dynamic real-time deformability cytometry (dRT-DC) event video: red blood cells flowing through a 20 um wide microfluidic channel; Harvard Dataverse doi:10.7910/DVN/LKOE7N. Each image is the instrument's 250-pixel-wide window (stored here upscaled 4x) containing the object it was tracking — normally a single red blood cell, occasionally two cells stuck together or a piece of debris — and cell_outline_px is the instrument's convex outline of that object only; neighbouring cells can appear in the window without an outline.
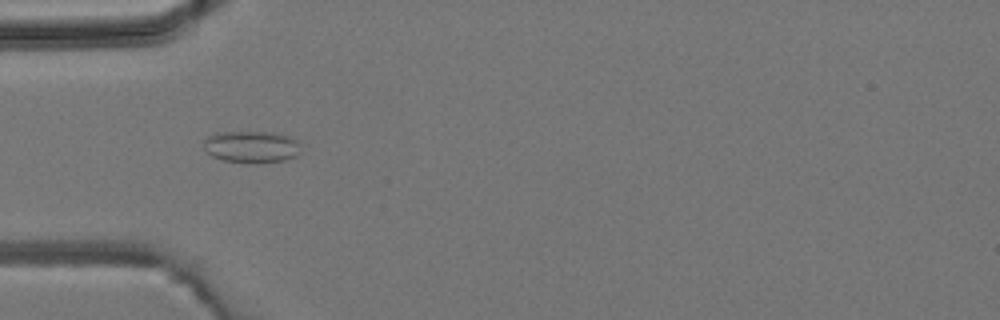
{"species": "common noctule bat (a hibernating species)", "species_latin": "Nyctalus noctula", "temperature_condition": "room temperature", "stored_images_in_passage": 4, "camera_frame_rate_fps": 3000, "um_per_image_px": 0.085, "animal": {"sex": "male", "body_mass_g": 19.2, "forearm_length_mm": 51.8}, "frame": {"image": 1, "passage_image": 3, "time_ms": 3.0, "image_size_px": [1000, 320], "cell_outline_px": [[300, 152], [296, 156], [284, 160], [248, 164], [224, 160], [212, 156], [204, 148], [204, 140], [208, 136], [216, 132], [272, 132], [288, 136], [296, 140]], "centroid_in_image_um": [21.35, 12.48], "position_along_channel_um": 63.7, "area_um2": 18.03}}
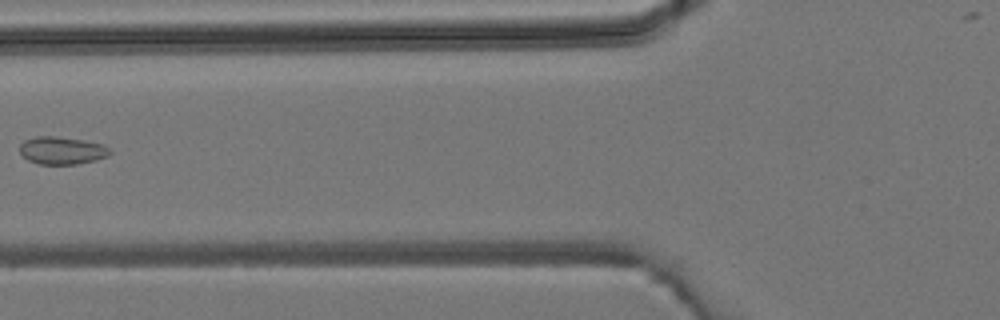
{"frame": {"image": 2, "passage_image": 4, "time_ms": 4.333, "image_size_px": [1000, 320], "cell_outline_px": [[112, 152], [108, 156], [96, 160], [76, 164], [40, 164], [28, 160], [20, 152], [20, 144], [24, 140], [36, 136], [56, 136], [84, 140], [104, 144]], "centroid_in_image_um": [5.28, 12.78], "position_along_channel_um": 120.5, "area_um2": 14.57}}